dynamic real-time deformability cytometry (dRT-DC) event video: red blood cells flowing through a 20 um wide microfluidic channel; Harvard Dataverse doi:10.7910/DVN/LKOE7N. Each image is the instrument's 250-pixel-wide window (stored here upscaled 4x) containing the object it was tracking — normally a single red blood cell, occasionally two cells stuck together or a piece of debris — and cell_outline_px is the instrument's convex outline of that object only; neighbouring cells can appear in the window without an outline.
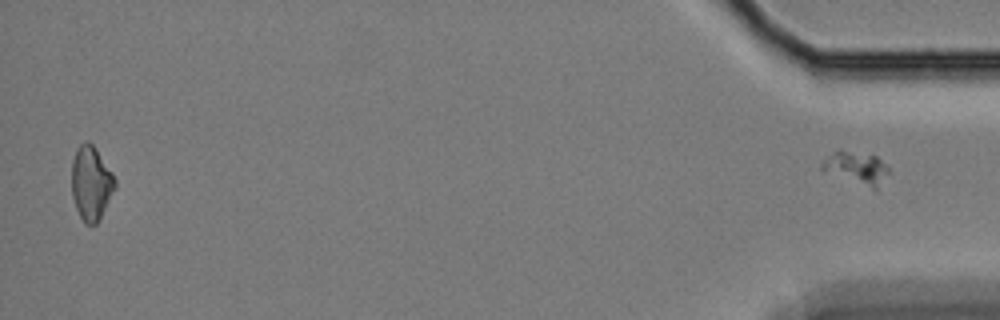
{"species": "Egyptian fruit bat (a non-hibernating species)", "species_latin": "Rousettus aegyptiacus", "temperature_condition": "cold", "stored_images_in_passage": 57, "segment_of_instrument_passage": [2, 2], "camera_frame_rate_fps": 3000, "um_per_image_px": 0.085, "animal": {"sex": "female"}, "frame": {"image": 1, "passage_image": 57, "time_ms": 18.667, "image_size_px": [1000, 320], "cell_outline_px": [[888, 172], [876, 188], [820, 168], [820, 164], [824, 160], [840, 148], [876, 156], [888, 168]], "centroid_in_image_um": [72.78, 14.17], "position_along_channel_um": 362.4, "area_um2": 11.56}}